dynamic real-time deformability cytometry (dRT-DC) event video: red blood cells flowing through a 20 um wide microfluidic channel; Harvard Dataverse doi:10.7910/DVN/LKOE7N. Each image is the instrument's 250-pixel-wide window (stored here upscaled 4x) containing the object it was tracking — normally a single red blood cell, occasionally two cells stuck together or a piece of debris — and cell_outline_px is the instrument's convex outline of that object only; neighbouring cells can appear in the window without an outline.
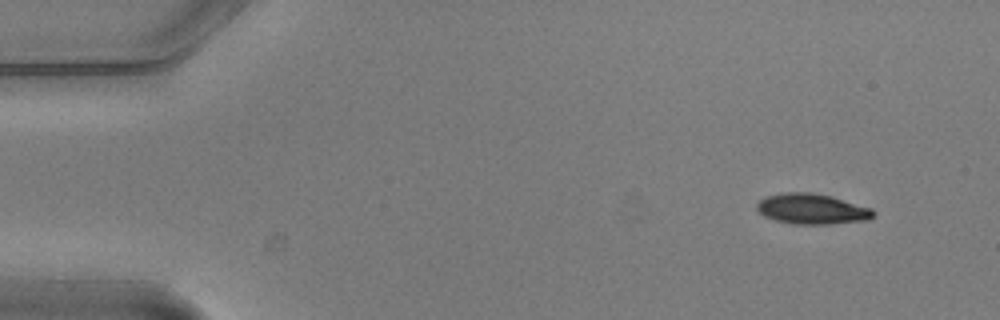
{"species": "common noctule bat (a hibernating species)", "species_latin": "Nyctalus noctula", "temperature_condition": "warm", "stored_images_in_passage": 4, "segment_of_instrument_passage": [1, 2], "camera_frame_rate_fps": 3000, "um_per_image_px": 0.085, "animal": {"sex": "male", "body_mass_g": 20.5, "forearm_length_mm": 52.5}, "frame": {"image": 1, "passage_image": 1, "time_ms": 0.0, "image_size_px": [1000, 320], "cell_outline_px": [[876, 216], [868, 220], [832, 224], [792, 224], [776, 220], [764, 216], [756, 208], [756, 204], [764, 196], [780, 192], [812, 192], [832, 196], [872, 208], [876, 212]], "centroid_in_image_um": [69.03, 17.75], "position_along_channel_um": 16.0, "area_um2": 21.04}}